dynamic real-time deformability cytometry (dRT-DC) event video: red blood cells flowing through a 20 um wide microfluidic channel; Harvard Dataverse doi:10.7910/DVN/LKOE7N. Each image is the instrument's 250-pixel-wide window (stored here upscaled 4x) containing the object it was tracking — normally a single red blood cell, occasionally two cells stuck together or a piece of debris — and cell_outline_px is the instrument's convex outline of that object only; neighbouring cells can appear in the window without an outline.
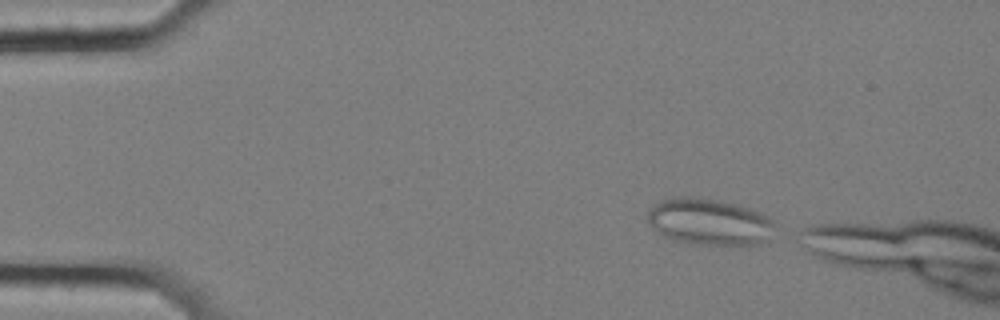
{"species": "common noctule bat (a hibernating species)", "species_latin": "Nyctalus noctula", "temperature_condition": "cold", "stored_images_in_passage": 44, "segment_of_instrument_passage": [1, 2], "camera_frame_rate_fps": 3000, "um_per_image_px": 0.085, "animal": {"sex": "female", "body_mass_g": 25.1}, "frame": {"image": 1, "passage_image": 1, "time_ms": 0.0, "image_size_px": [1000, 320], "cell_outline_px": [[772, 224], [768, 240], [760, 244], [732, 248], [688, 244], [672, 240], [656, 232], [648, 224], [648, 212], [652, 204], [660, 200], [676, 196], [692, 196], [740, 204], [760, 212], [768, 216], [772, 220]], "centroid_in_image_um": [60.26, 18.9], "position_along_channel_um": 24.7, "area_um2": 35.78}}